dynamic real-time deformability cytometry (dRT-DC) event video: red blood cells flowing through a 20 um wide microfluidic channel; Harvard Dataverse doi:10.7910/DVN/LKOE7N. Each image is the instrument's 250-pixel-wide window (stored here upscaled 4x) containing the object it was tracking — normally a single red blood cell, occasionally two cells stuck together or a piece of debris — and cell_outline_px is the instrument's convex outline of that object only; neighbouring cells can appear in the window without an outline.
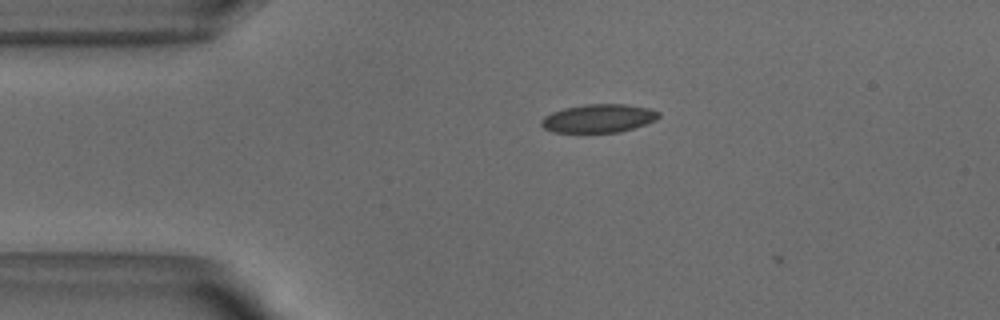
{"species": "common noctule bat (a hibernating species)", "species_latin": "Nyctalus noctula", "temperature_condition": "warm", "stored_images_in_passage": 3, "camera_frame_rate_fps": 3000, "um_per_image_px": 0.085, "animal": {"sex": "male", "body_mass_g": 18.8}, "frame": {"image": 1, "passage_image": 2, "time_ms": 0.333, "image_size_px": [1000, 320], "cell_outline_px": [[660, 116], [656, 120], [620, 132], [552, 132], [544, 128], [540, 124], [540, 120], [544, 116], [552, 112], [564, 108], [584, 104], [624, 104], [648, 108], [660, 112]], "centroid_in_image_um": [50.85, 10.05], "position_along_channel_um": 34.1, "area_um2": 19.36}}